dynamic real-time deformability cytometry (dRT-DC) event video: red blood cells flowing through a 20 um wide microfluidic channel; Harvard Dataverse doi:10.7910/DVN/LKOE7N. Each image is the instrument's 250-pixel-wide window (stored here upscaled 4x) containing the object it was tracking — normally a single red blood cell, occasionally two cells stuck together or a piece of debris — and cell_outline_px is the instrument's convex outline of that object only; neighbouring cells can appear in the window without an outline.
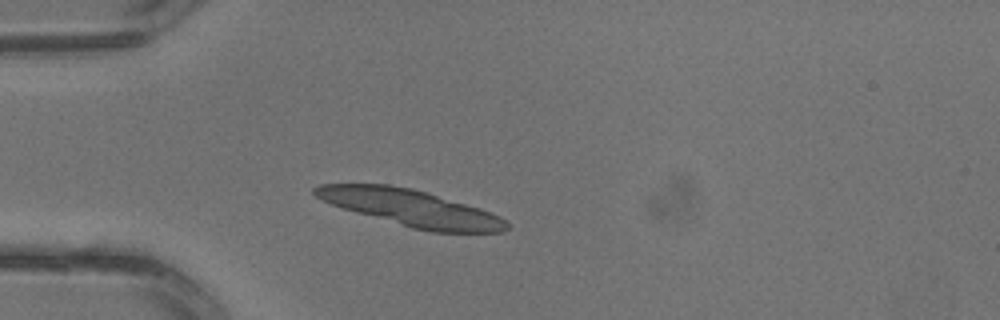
{"species": "common noctule bat (a hibernating species)", "species_latin": "Nyctalus noctula", "temperature_condition": "warm", "stored_images_in_passage": 1, "camera_frame_rate_fps": 3000, "um_per_image_px": 0.085, "animal": {"sex": "male", "body_mass_g": 13.3}, "frame": {"image": 1, "passage_image": 1, "time_ms": 0.0, "image_size_px": [1000, 320], "cell_outline_px": [[508, 228], [500, 232], [432, 232], [412, 228], [356, 212], [332, 204], [316, 196], [312, 192], [312, 188], [320, 184], [388, 184], [412, 188], [480, 208], [500, 216], [508, 224]], "centroid_in_image_um": [34.92, 17.67], "position_along_channel_um": 50.1, "area_um2": 40.29}}